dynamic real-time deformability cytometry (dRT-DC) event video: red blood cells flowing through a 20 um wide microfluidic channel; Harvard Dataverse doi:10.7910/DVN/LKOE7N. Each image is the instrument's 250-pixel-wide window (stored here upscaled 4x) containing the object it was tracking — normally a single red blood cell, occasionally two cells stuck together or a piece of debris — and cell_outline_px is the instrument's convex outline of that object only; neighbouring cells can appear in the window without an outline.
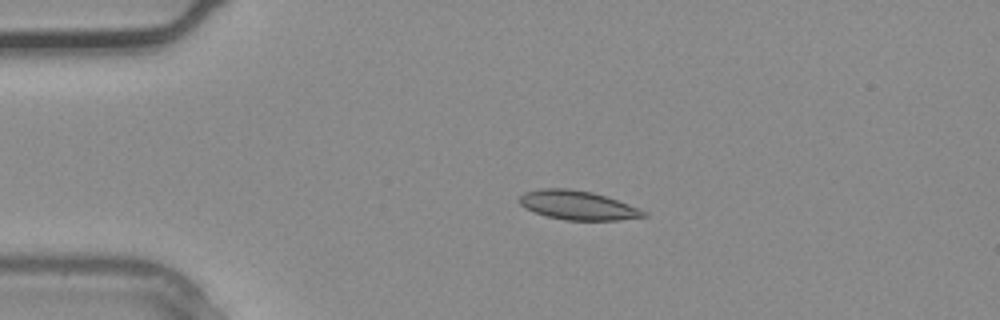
{"species": "common noctule bat (a hibernating species)", "species_latin": "Nyctalus noctula", "temperature_condition": "warm", "stored_images_in_passage": 3, "camera_frame_rate_fps": 3000, "um_per_image_px": 0.085, "animal": {"sex": "male", "body_mass_g": 20.4}, "frame": {"image": 1, "passage_image": 2, "time_ms": 0.333, "image_size_px": [1000, 320], "cell_outline_px": [[648, 216], [620, 220], [564, 220], [548, 216], [524, 208], [516, 200], [524, 192], [540, 188], [568, 188], [592, 192], [628, 204], [648, 212]], "centroid_in_image_um": [49.08, 17.44], "position_along_channel_um": 35.9, "area_um2": 21.04}}